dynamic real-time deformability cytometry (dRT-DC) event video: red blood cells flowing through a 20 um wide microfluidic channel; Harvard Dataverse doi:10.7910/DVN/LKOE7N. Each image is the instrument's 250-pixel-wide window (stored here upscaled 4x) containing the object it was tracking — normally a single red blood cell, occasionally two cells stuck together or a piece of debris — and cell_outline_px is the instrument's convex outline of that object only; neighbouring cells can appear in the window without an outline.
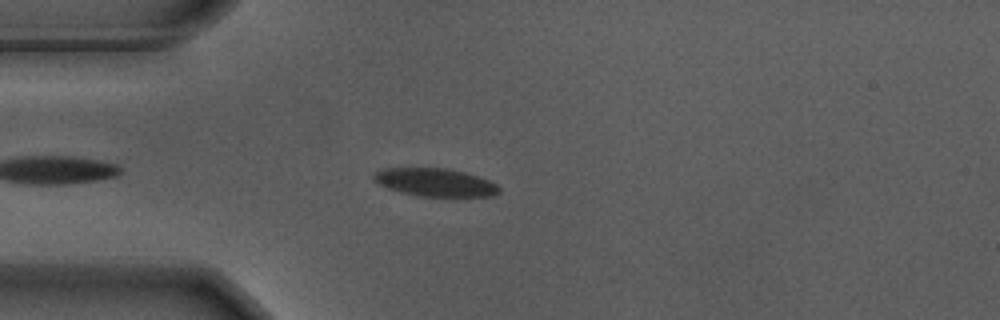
{"species": "Egyptian fruit bat (a non-hibernating species)", "species_latin": "Rousettus aegyptiacus", "temperature_condition": "warm", "stored_images_in_passage": 33, "camera_frame_rate_fps": 3000, "um_per_image_px": 0.085, "animal": {"sex": "male"}, "frame": {"image": 1, "passage_image": 6, "time_ms": 1.667, "image_size_px": [1000, 320], "cell_outline_px": [[500, 192], [496, 196], [420, 196], [400, 192], [388, 188], [372, 180], [372, 176], [376, 172], [384, 168], [448, 168], [464, 172], [488, 180], [496, 184], [500, 188]], "centroid_in_image_um": [36.99, 15.5], "position_along_channel_um": 48.0, "area_um2": 20.4}}
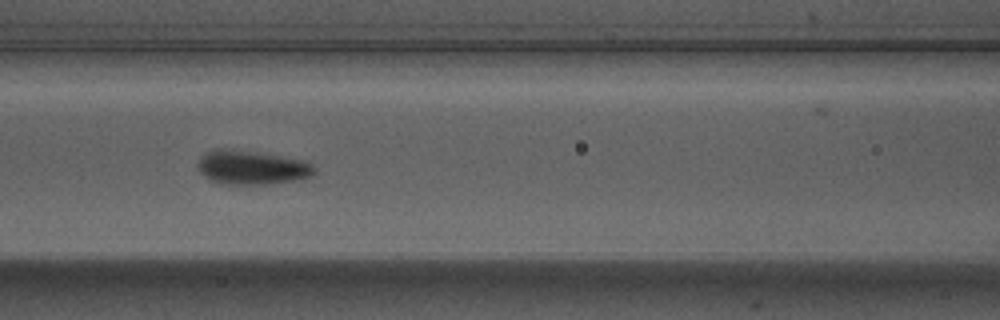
{"frame": {"image": 2, "passage_image": 15, "time_ms": 4.667, "image_size_px": [1000, 320], "cell_outline_px": [[316, 172], [312, 176], [292, 180], [264, 184], [216, 184], [204, 176], [200, 172], [196, 164], [200, 156], [212, 148], [224, 148], [308, 160], [316, 168]], "centroid_in_image_um": [21.36, 14.23], "position_along_channel_um": 145.2, "area_um2": 23.29}}
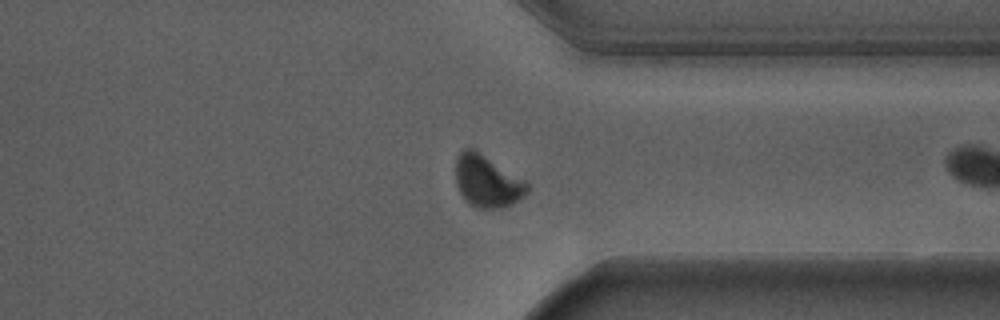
{"frame": {"image": 3, "passage_image": 30, "time_ms": 9.667, "image_size_px": [1000, 320], "cell_outline_px": [[528, 192], [524, 196], [512, 204], [504, 208], [476, 208], [468, 204], [464, 200], [456, 184], [456, 156], [464, 148], [476, 148], [528, 180]], "centroid_in_image_um": [41.44, 15.37], "position_along_channel_um": 370.0, "area_um2": 22.54}, "authors_computed_cell_mechanics": {"area_um2": 22.3686, "velocity_mm_per_s": 3.6585, "shape_relaxation_time_tau1_ms": 2.884, "shape_relaxation_time_tau2_ms": null, "deformation_change_tau1": 0.1365, "deformation_change_tau2": null}}